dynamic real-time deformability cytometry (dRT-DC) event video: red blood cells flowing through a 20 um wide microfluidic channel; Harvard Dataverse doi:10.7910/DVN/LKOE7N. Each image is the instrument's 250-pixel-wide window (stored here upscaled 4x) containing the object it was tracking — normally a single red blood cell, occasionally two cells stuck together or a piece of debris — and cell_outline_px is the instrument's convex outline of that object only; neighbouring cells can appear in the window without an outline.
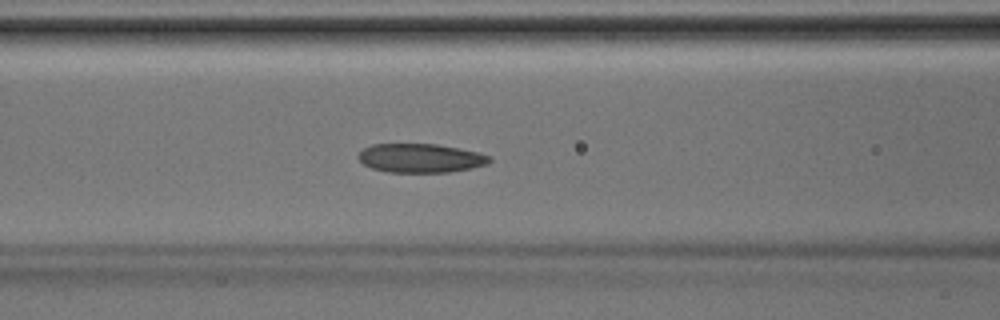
{"species": "Egyptian fruit bat (a non-hibernating species)", "species_latin": "Rousettus aegyptiacus", "temperature_condition": "room temperature", "stored_images_in_passage": 26, "camera_frame_rate_fps": 3000, "um_per_image_px": 0.085, "animal": {"sex": "male"}, "frame": {"image": 1, "passage_image": 4, "time_ms": 1.0, "image_size_px": [1000, 320], "cell_outline_px": [[492, 160], [488, 164], [472, 168], [448, 172], [388, 172], [372, 168], [364, 164], [356, 156], [364, 148], [372, 144], [436, 144], [476, 152], [492, 156]], "centroid_in_image_um": [35.75, 13.44], "position_along_channel_um": 130.9, "area_um2": 22.02}}
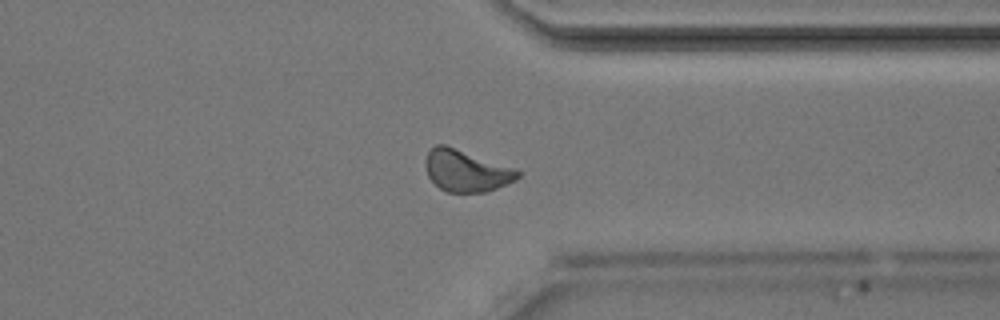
{"frame": {"image": 2, "passage_image": 19, "time_ms": 6.0, "image_size_px": [1000, 320], "cell_outline_px": [[520, 176], [516, 180], [488, 192], [448, 192], [440, 188], [428, 176], [424, 164], [424, 160], [428, 152], [436, 144], [444, 144], [516, 168], [520, 172]], "centroid_in_image_um": [39.64, 14.51], "position_along_channel_um": 371.8, "area_um2": 22.48}}
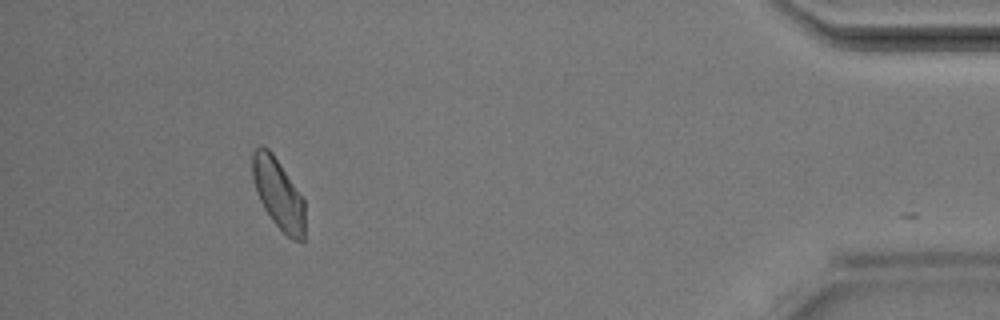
{"frame": {"image": 3, "passage_image": 25, "time_ms": 8.0, "image_size_px": [1000, 320], "cell_outline_px": [[304, 240], [292, 240], [272, 220], [264, 208], [256, 192], [252, 180], [252, 152], [256, 148], [268, 148], [272, 152], [304, 196]], "centroid_in_image_um": [23.67, 16.45], "position_along_channel_um": 411.5, "area_um2": 21.62}}